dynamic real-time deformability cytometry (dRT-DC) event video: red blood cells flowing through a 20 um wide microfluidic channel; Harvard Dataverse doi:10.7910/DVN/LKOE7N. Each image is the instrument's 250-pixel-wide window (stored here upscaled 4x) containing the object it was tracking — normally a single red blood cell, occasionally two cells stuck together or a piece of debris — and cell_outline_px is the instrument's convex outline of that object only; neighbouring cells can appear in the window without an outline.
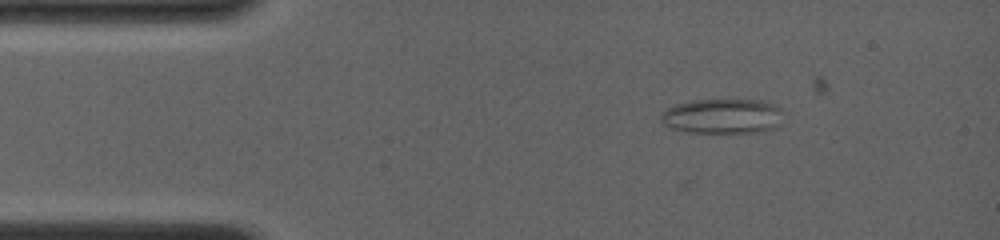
{"species": "common noctule bat (a hibernating species)", "species_latin": "Nyctalus noctula", "temperature_condition": "room temperature", "stored_images_in_passage": 49, "camera_frame_rate_fps": 4000, "um_per_image_px": 0.085, "animal": {"sex": "female", "body_mass_g": 19.0, "forearm_length_mm": 56.7}, "frame": {"image": 1, "passage_image": 1, "time_ms": 0.0, "image_size_px": [1000, 240], "cell_outline_px": [[780, 124], [772, 128], [756, 132], [688, 132], [668, 128], [660, 124], [660, 112], [676, 104], [696, 100], [760, 100], [776, 104], [780, 108]], "centroid_in_image_um": [61.34, 9.87], "position_along_channel_um": 23.7, "area_um2": 24.91}}
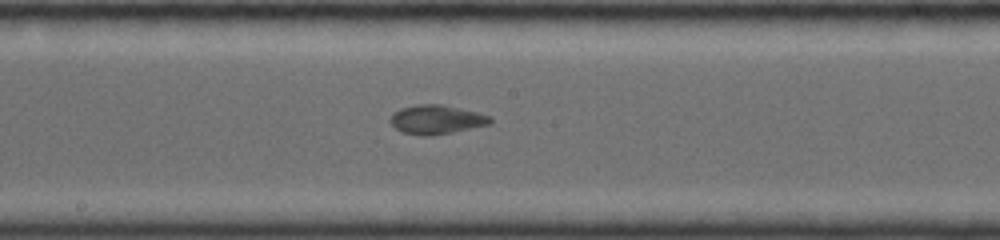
{"frame": {"image": 2, "passage_image": 27, "time_ms": 6.0, "image_size_px": [1000, 240], "cell_outline_px": [[492, 124], [432, 136], [420, 136], [404, 132], [396, 128], [388, 120], [392, 112], [400, 108], [416, 104], [440, 104], [476, 112], [492, 116]], "centroid_in_image_um": [37.08, 10.16], "position_along_channel_um": 211.1, "area_um2": 17.05}}
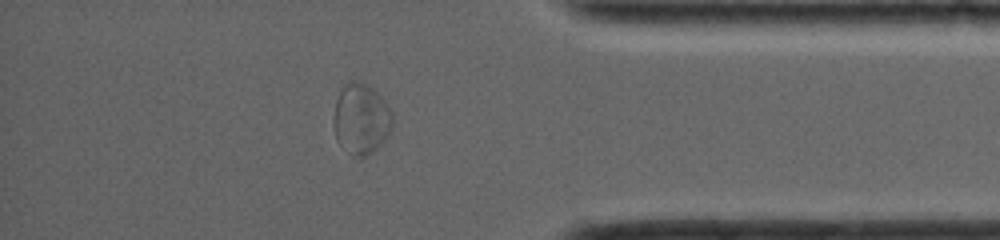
{"frame": {"image": 3, "passage_image": 43, "time_ms": 11.0, "image_size_px": [1000, 240], "cell_outline_px": [[392, 128], [384, 140], [372, 152], [364, 156], [352, 156], [336, 140], [332, 116], [336, 100], [340, 88], [348, 80], [364, 80], [388, 104], [392, 112]], "centroid_in_image_um": [30.67, 10.05], "position_along_channel_um": 404.5, "area_um2": 24.62}}